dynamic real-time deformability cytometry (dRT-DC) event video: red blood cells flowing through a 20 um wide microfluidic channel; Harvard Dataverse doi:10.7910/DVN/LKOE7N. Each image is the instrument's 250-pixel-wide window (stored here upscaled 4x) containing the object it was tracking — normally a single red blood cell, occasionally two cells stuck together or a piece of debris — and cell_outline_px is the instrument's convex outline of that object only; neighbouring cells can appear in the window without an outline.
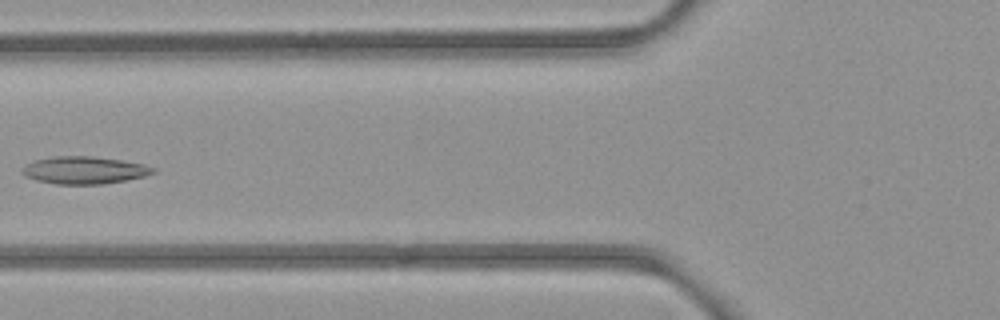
{"species": "common noctule bat (a hibernating species)", "species_latin": "Nyctalus noctula", "temperature_condition": "room temperature", "stored_images_in_passage": 7, "camera_frame_rate_fps": 3000, "um_per_image_px": 0.085, "animal": {"sex": "female", "body_mass_g": 21.9}, "frame": {"image": 1, "passage_image": 6, "time_ms": 6.667, "image_size_px": [1000, 320], "cell_outline_px": [[156, 172], [144, 176], [104, 184], [56, 184], [36, 180], [24, 176], [20, 172], [20, 168], [36, 160], [52, 156], [92, 156], [120, 160], [144, 164], [156, 168]], "centroid_in_image_um": [7.14, 14.46], "position_along_channel_um": 118.7, "area_um2": 20.92}}
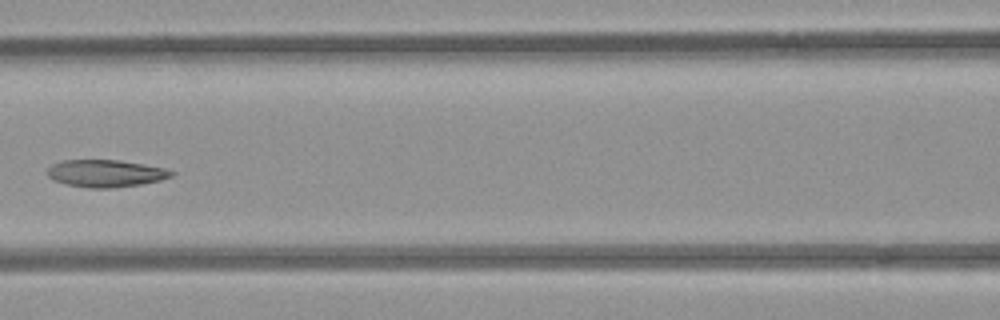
{"frame": {"image": 2, "passage_image": 7, "time_ms": 7.667, "image_size_px": [1000, 320], "cell_outline_px": [[176, 172], [172, 176], [160, 180], [140, 184], [116, 188], [88, 188], [64, 184], [52, 180], [48, 176], [48, 168], [52, 164], [64, 160], [116, 160], [164, 168]], "centroid_in_image_um": [8.94, 14.75], "position_along_channel_um": 157.7, "area_um2": 19.65}}